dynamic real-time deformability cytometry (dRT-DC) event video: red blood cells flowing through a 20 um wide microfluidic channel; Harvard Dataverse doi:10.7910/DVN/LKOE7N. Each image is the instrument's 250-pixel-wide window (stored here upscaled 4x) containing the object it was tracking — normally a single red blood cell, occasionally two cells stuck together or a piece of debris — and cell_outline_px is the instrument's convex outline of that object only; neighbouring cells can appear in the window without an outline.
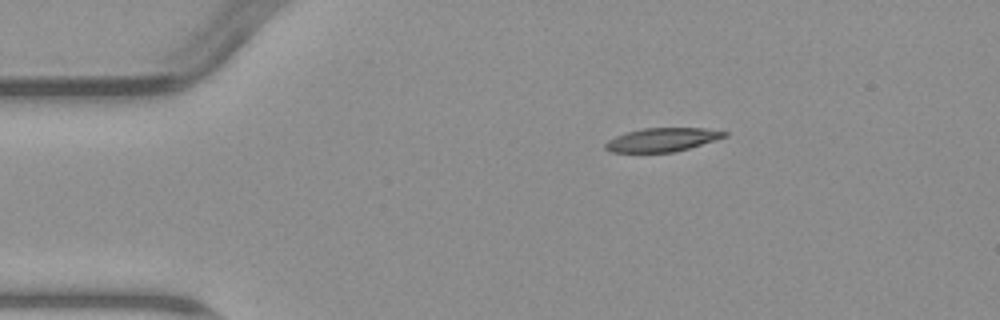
{"species": "common noctule bat (a hibernating species)", "species_latin": "Nyctalus noctula", "temperature_condition": "warm", "stored_images_in_passage": 7, "camera_frame_rate_fps": 3000, "um_per_image_px": 0.085, "animal": {"sex": "male", "body_mass_g": 23.1, "forearm_length_mm": 52.7}, "frame": {"image": 1, "passage_image": 1, "time_ms": 0.0, "image_size_px": [1000, 320], "cell_outline_px": [[728, 136], [676, 152], [608, 152], [604, 148], [604, 144], [608, 140], [616, 136], [628, 132], [644, 128], [704, 128], [728, 132]], "centroid_in_image_um": [56.28, 11.88], "position_along_channel_um": 28.7, "area_um2": 16.36}}
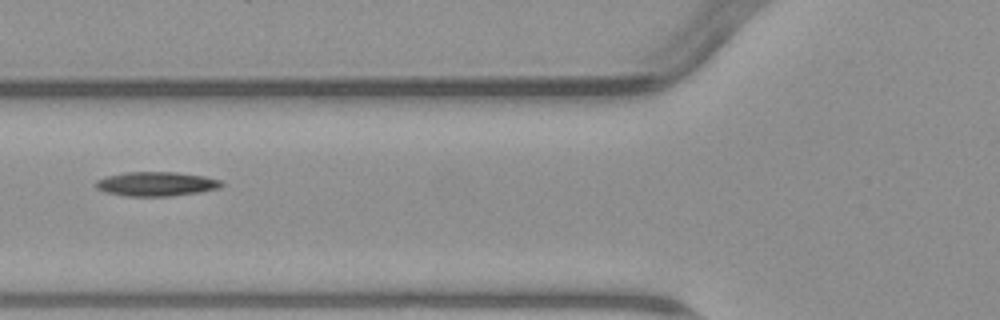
{"frame": {"image": 2, "passage_image": 4, "time_ms": 3.667, "image_size_px": [1000, 320], "cell_outline_px": [[224, 184], [220, 188], [200, 192], [172, 196], [124, 196], [104, 192], [96, 188], [96, 180], [108, 176], [124, 172], [176, 172], [204, 176], [220, 180]], "centroid_in_image_um": [13.28, 15.64], "position_along_channel_um": 112.5, "area_um2": 17.86}}
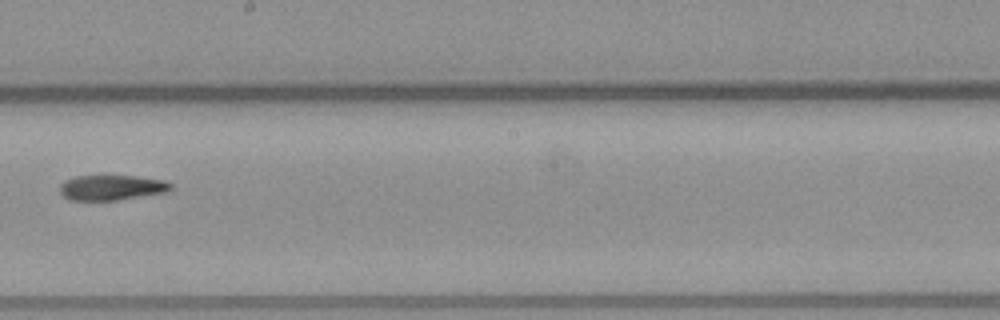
{"frame": {"image": 3, "passage_image": 7, "time_ms": 7.0, "image_size_px": [1000, 320], "cell_outline_px": [[172, 188], [168, 192], [116, 200], [68, 200], [60, 192], [60, 184], [64, 180], [76, 176], [136, 176], [164, 180], [172, 184]], "centroid_in_image_um": [9.49, 15.94], "position_along_channel_um": 238.7, "area_um2": 16.3}}